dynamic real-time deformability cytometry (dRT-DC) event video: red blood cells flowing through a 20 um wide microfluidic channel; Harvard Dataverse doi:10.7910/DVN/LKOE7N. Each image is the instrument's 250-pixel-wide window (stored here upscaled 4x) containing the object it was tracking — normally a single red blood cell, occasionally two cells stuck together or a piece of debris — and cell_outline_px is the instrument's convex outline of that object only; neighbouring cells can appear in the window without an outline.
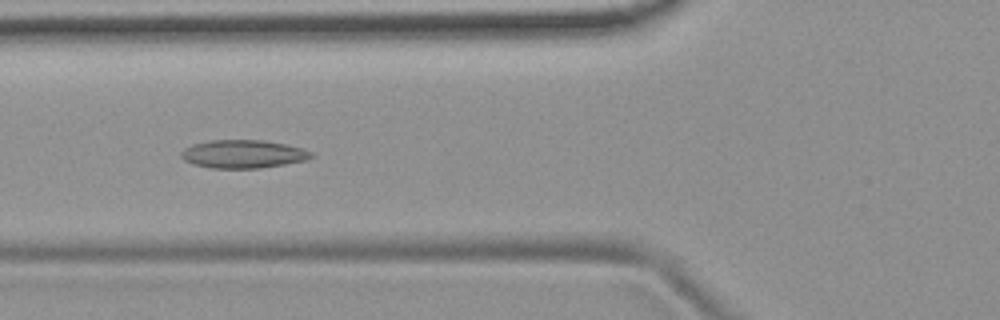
{"species": "common noctule bat (a hibernating species)", "species_latin": "Nyctalus noctula", "temperature_condition": "room temperature", "stored_images_in_passage": 53, "camera_frame_rate_fps": 3000, "um_per_image_px": 0.085, "animal": {"sex": "female", "body_mass_g": 19.9}, "frame": {"image": 1, "passage_image": 20, "time_ms": 6.333, "image_size_px": [1000, 320], "cell_outline_px": [[316, 156], [308, 160], [260, 168], [212, 168], [192, 164], [184, 160], [180, 156], [180, 152], [184, 148], [192, 144], [208, 140], [264, 140], [284, 144], [300, 148], [312, 152]], "centroid_in_image_um": [20.65, 13.09], "position_along_channel_um": 105.2, "area_um2": 21.5}}
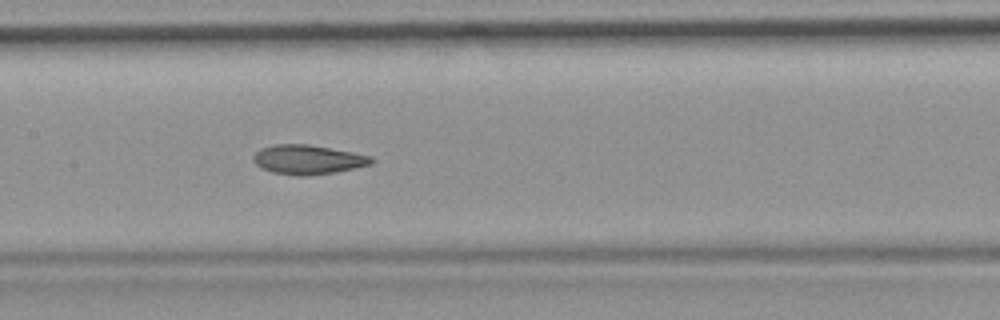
{"frame": {"image": 2, "passage_image": 26, "time_ms": 8.333, "image_size_px": [1000, 320], "cell_outline_px": [[376, 160], [372, 164], [336, 172], [308, 176], [296, 176], [272, 172], [260, 168], [252, 160], [252, 156], [260, 148], [276, 144], [308, 144], [352, 152], [372, 156]], "centroid_in_image_um": [26.16, 13.57], "position_along_channel_um": 181.2, "area_um2": 20.4}}
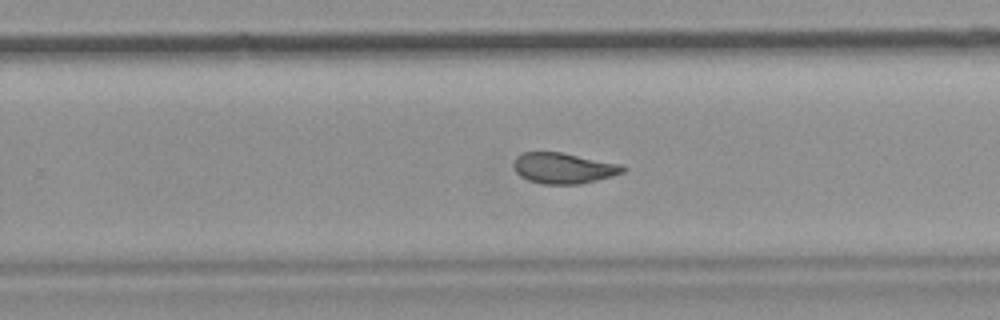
{"frame": {"image": 3, "passage_image": 34, "time_ms": 11.0, "image_size_px": [1000, 320], "cell_outline_px": [[628, 168], [624, 172], [612, 176], [580, 184], [544, 184], [528, 180], [520, 176], [516, 172], [512, 164], [516, 156], [524, 152], [560, 152], [620, 164]], "centroid_in_image_um": [47.88, 14.29], "position_along_channel_um": 281.9, "area_um2": 19.54}, "authors_computed_cell_mechanics": {"area_um2": 20.6346, "velocity_mm_per_s": 3.8026, "shape_relaxation_time_tau1_ms": null, "shape_relaxation_time_tau2_ms": 2.2077, "deformation_change_tau1": null, "deformation_change_tau2": 0.0802}}